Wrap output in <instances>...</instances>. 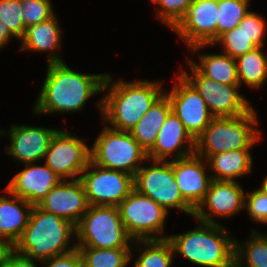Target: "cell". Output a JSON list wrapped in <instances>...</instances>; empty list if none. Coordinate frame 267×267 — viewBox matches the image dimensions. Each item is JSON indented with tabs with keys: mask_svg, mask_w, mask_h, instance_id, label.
I'll return each instance as SVG.
<instances>
[{
	"mask_svg": "<svg viewBox=\"0 0 267 267\" xmlns=\"http://www.w3.org/2000/svg\"><path fill=\"white\" fill-rule=\"evenodd\" d=\"M77 247L99 249L131 248L133 239L126 232L118 206L89 205L76 225Z\"/></svg>",
	"mask_w": 267,
	"mask_h": 267,
	"instance_id": "cell-6",
	"label": "cell"
},
{
	"mask_svg": "<svg viewBox=\"0 0 267 267\" xmlns=\"http://www.w3.org/2000/svg\"><path fill=\"white\" fill-rule=\"evenodd\" d=\"M1 135H5V131L0 129V137H1Z\"/></svg>",
	"mask_w": 267,
	"mask_h": 267,
	"instance_id": "cell-44",
	"label": "cell"
},
{
	"mask_svg": "<svg viewBox=\"0 0 267 267\" xmlns=\"http://www.w3.org/2000/svg\"><path fill=\"white\" fill-rule=\"evenodd\" d=\"M43 160L62 180L79 179L90 163V147L73 133L58 129Z\"/></svg>",
	"mask_w": 267,
	"mask_h": 267,
	"instance_id": "cell-12",
	"label": "cell"
},
{
	"mask_svg": "<svg viewBox=\"0 0 267 267\" xmlns=\"http://www.w3.org/2000/svg\"><path fill=\"white\" fill-rule=\"evenodd\" d=\"M250 150H232L211 155L207 159L212 180L237 181L252 172L253 158ZM213 171V172H212Z\"/></svg>",
	"mask_w": 267,
	"mask_h": 267,
	"instance_id": "cell-23",
	"label": "cell"
},
{
	"mask_svg": "<svg viewBox=\"0 0 267 267\" xmlns=\"http://www.w3.org/2000/svg\"><path fill=\"white\" fill-rule=\"evenodd\" d=\"M150 1L153 2V4L157 5L160 0H150Z\"/></svg>",
	"mask_w": 267,
	"mask_h": 267,
	"instance_id": "cell-43",
	"label": "cell"
},
{
	"mask_svg": "<svg viewBox=\"0 0 267 267\" xmlns=\"http://www.w3.org/2000/svg\"><path fill=\"white\" fill-rule=\"evenodd\" d=\"M260 188L267 193V175L265 176Z\"/></svg>",
	"mask_w": 267,
	"mask_h": 267,
	"instance_id": "cell-41",
	"label": "cell"
},
{
	"mask_svg": "<svg viewBox=\"0 0 267 267\" xmlns=\"http://www.w3.org/2000/svg\"><path fill=\"white\" fill-rule=\"evenodd\" d=\"M77 225L89 204L80 179L61 180L37 205Z\"/></svg>",
	"mask_w": 267,
	"mask_h": 267,
	"instance_id": "cell-16",
	"label": "cell"
},
{
	"mask_svg": "<svg viewBox=\"0 0 267 267\" xmlns=\"http://www.w3.org/2000/svg\"><path fill=\"white\" fill-rule=\"evenodd\" d=\"M235 260L243 267H267V234L252 229L245 243L235 240Z\"/></svg>",
	"mask_w": 267,
	"mask_h": 267,
	"instance_id": "cell-28",
	"label": "cell"
},
{
	"mask_svg": "<svg viewBox=\"0 0 267 267\" xmlns=\"http://www.w3.org/2000/svg\"><path fill=\"white\" fill-rule=\"evenodd\" d=\"M3 191L7 194L0 196V236L15 244L28 224L34 205L10 193L6 188Z\"/></svg>",
	"mask_w": 267,
	"mask_h": 267,
	"instance_id": "cell-22",
	"label": "cell"
},
{
	"mask_svg": "<svg viewBox=\"0 0 267 267\" xmlns=\"http://www.w3.org/2000/svg\"><path fill=\"white\" fill-rule=\"evenodd\" d=\"M218 0H192L182 18L171 28L189 48L212 45L217 39Z\"/></svg>",
	"mask_w": 267,
	"mask_h": 267,
	"instance_id": "cell-14",
	"label": "cell"
},
{
	"mask_svg": "<svg viewBox=\"0 0 267 267\" xmlns=\"http://www.w3.org/2000/svg\"><path fill=\"white\" fill-rule=\"evenodd\" d=\"M14 251V244L7 238L0 236V267H3L10 254Z\"/></svg>",
	"mask_w": 267,
	"mask_h": 267,
	"instance_id": "cell-39",
	"label": "cell"
},
{
	"mask_svg": "<svg viewBox=\"0 0 267 267\" xmlns=\"http://www.w3.org/2000/svg\"><path fill=\"white\" fill-rule=\"evenodd\" d=\"M267 23L263 17L255 12L246 15V33L257 47H263Z\"/></svg>",
	"mask_w": 267,
	"mask_h": 267,
	"instance_id": "cell-36",
	"label": "cell"
},
{
	"mask_svg": "<svg viewBox=\"0 0 267 267\" xmlns=\"http://www.w3.org/2000/svg\"><path fill=\"white\" fill-rule=\"evenodd\" d=\"M216 44H222V53L227 54L234 59L257 48L246 33V16L236 28L221 34L212 45H197L190 49L195 53L207 46H216Z\"/></svg>",
	"mask_w": 267,
	"mask_h": 267,
	"instance_id": "cell-30",
	"label": "cell"
},
{
	"mask_svg": "<svg viewBox=\"0 0 267 267\" xmlns=\"http://www.w3.org/2000/svg\"><path fill=\"white\" fill-rule=\"evenodd\" d=\"M89 205L118 206L134 189V176L91 161L79 178Z\"/></svg>",
	"mask_w": 267,
	"mask_h": 267,
	"instance_id": "cell-11",
	"label": "cell"
},
{
	"mask_svg": "<svg viewBox=\"0 0 267 267\" xmlns=\"http://www.w3.org/2000/svg\"><path fill=\"white\" fill-rule=\"evenodd\" d=\"M193 153H195V140L171 111L159 131L154 146L147 153L148 160L167 161L170 155L173 156L170 160H176Z\"/></svg>",
	"mask_w": 267,
	"mask_h": 267,
	"instance_id": "cell-19",
	"label": "cell"
},
{
	"mask_svg": "<svg viewBox=\"0 0 267 267\" xmlns=\"http://www.w3.org/2000/svg\"><path fill=\"white\" fill-rule=\"evenodd\" d=\"M21 0H0V21L21 40L26 32L24 22L21 17Z\"/></svg>",
	"mask_w": 267,
	"mask_h": 267,
	"instance_id": "cell-33",
	"label": "cell"
},
{
	"mask_svg": "<svg viewBox=\"0 0 267 267\" xmlns=\"http://www.w3.org/2000/svg\"><path fill=\"white\" fill-rule=\"evenodd\" d=\"M207 166V160L196 153L173 160V171L177 185L183 198L194 209L205 198L212 181L211 174H207L205 171Z\"/></svg>",
	"mask_w": 267,
	"mask_h": 267,
	"instance_id": "cell-18",
	"label": "cell"
},
{
	"mask_svg": "<svg viewBox=\"0 0 267 267\" xmlns=\"http://www.w3.org/2000/svg\"><path fill=\"white\" fill-rule=\"evenodd\" d=\"M40 264L45 267H82V258L76 248L68 253L44 260Z\"/></svg>",
	"mask_w": 267,
	"mask_h": 267,
	"instance_id": "cell-37",
	"label": "cell"
},
{
	"mask_svg": "<svg viewBox=\"0 0 267 267\" xmlns=\"http://www.w3.org/2000/svg\"><path fill=\"white\" fill-rule=\"evenodd\" d=\"M90 161L102 168L118 170L135 176L141 164L148 161L146 151L131 132L103 127L90 147Z\"/></svg>",
	"mask_w": 267,
	"mask_h": 267,
	"instance_id": "cell-7",
	"label": "cell"
},
{
	"mask_svg": "<svg viewBox=\"0 0 267 267\" xmlns=\"http://www.w3.org/2000/svg\"><path fill=\"white\" fill-rule=\"evenodd\" d=\"M149 161L152 166H141L136 172L134 189L153 199L166 211L178 209L193 217L195 209L183 198L175 180L173 160Z\"/></svg>",
	"mask_w": 267,
	"mask_h": 267,
	"instance_id": "cell-8",
	"label": "cell"
},
{
	"mask_svg": "<svg viewBox=\"0 0 267 267\" xmlns=\"http://www.w3.org/2000/svg\"><path fill=\"white\" fill-rule=\"evenodd\" d=\"M229 267H243V266L240 263H238L236 260H234Z\"/></svg>",
	"mask_w": 267,
	"mask_h": 267,
	"instance_id": "cell-42",
	"label": "cell"
},
{
	"mask_svg": "<svg viewBox=\"0 0 267 267\" xmlns=\"http://www.w3.org/2000/svg\"><path fill=\"white\" fill-rule=\"evenodd\" d=\"M191 73L180 69L179 73L196 89L206 102L214 118L237 117L245 114L251 107L250 102L239 93L240 84H221L203 76L186 59ZM182 70V71H181Z\"/></svg>",
	"mask_w": 267,
	"mask_h": 267,
	"instance_id": "cell-10",
	"label": "cell"
},
{
	"mask_svg": "<svg viewBox=\"0 0 267 267\" xmlns=\"http://www.w3.org/2000/svg\"><path fill=\"white\" fill-rule=\"evenodd\" d=\"M250 0H218L217 38L236 28L248 14Z\"/></svg>",
	"mask_w": 267,
	"mask_h": 267,
	"instance_id": "cell-31",
	"label": "cell"
},
{
	"mask_svg": "<svg viewBox=\"0 0 267 267\" xmlns=\"http://www.w3.org/2000/svg\"><path fill=\"white\" fill-rule=\"evenodd\" d=\"M58 129L12 124L8 134L10 144L5 152L21 164L36 163L45 157L51 138Z\"/></svg>",
	"mask_w": 267,
	"mask_h": 267,
	"instance_id": "cell-17",
	"label": "cell"
},
{
	"mask_svg": "<svg viewBox=\"0 0 267 267\" xmlns=\"http://www.w3.org/2000/svg\"><path fill=\"white\" fill-rule=\"evenodd\" d=\"M18 39L2 21H0V49L5 47L10 39Z\"/></svg>",
	"mask_w": 267,
	"mask_h": 267,
	"instance_id": "cell-40",
	"label": "cell"
},
{
	"mask_svg": "<svg viewBox=\"0 0 267 267\" xmlns=\"http://www.w3.org/2000/svg\"><path fill=\"white\" fill-rule=\"evenodd\" d=\"M172 111L168 96L164 93L145 113L131 131L136 142L148 153L154 146L159 131Z\"/></svg>",
	"mask_w": 267,
	"mask_h": 267,
	"instance_id": "cell-24",
	"label": "cell"
},
{
	"mask_svg": "<svg viewBox=\"0 0 267 267\" xmlns=\"http://www.w3.org/2000/svg\"><path fill=\"white\" fill-rule=\"evenodd\" d=\"M191 231L168 236L174 254L201 267H229L235 260V238L222 224L198 221Z\"/></svg>",
	"mask_w": 267,
	"mask_h": 267,
	"instance_id": "cell-4",
	"label": "cell"
},
{
	"mask_svg": "<svg viewBox=\"0 0 267 267\" xmlns=\"http://www.w3.org/2000/svg\"><path fill=\"white\" fill-rule=\"evenodd\" d=\"M34 164H25V168L9 181L6 189L32 205H38L62 179L45 163L44 166Z\"/></svg>",
	"mask_w": 267,
	"mask_h": 267,
	"instance_id": "cell-20",
	"label": "cell"
},
{
	"mask_svg": "<svg viewBox=\"0 0 267 267\" xmlns=\"http://www.w3.org/2000/svg\"><path fill=\"white\" fill-rule=\"evenodd\" d=\"M262 48L257 47L235 59L240 88L242 84L253 89L264 86L267 80V53H263Z\"/></svg>",
	"mask_w": 267,
	"mask_h": 267,
	"instance_id": "cell-26",
	"label": "cell"
},
{
	"mask_svg": "<svg viewBox=\"0 0 267 267\" xmlns=\"http://www.w3.org/2000/svg\"><path fill=\"white\" fill-rule=\"evenodd\" d=\"M118 209L126 232L133 240L168 238L167 235L161 236L168 211L153 199L133 189Z\"/></svg>",
	"mask_w": 267,
	"mask_h": 267,
	"instance_id": "cell-9",
	"label": "cell"
},
{
	"mask_svg": "<svg viewBox=\"0 0 267 267\" xmlns=\"http://www.w3.org/2000/svg\"><path fill=\"white\" fill-rule=\"evenodd\" d=\"M36 264V260L19 254L14 250L3 267H36Z\"/></svg>",
	"mask_w": 267,
	"mask_h": 267,
	"instance_id": "cell-38",
	"label": "cell"
},
{
	"mask_svg": "<svg viewBox=\"0 0 267 267\" xmlns=\"http://www.w3.org/2000/svg\"><path fill=\"white\" fill-rule=\"evenodd\" d=\"M81 254L83 267H127L132 256V248L99 249L77 247Z\"/></svg>",
	"mask_w": 267,
	"mask_h": 267,
	"instance_id": "cell-29",
	"label": "cell"
},
{
	"mask_svg": "<svg viewBox=\"0 0 267 267\" xmlns=\"http://www.w3.org/2000/svg\"><path fill=\"white\" fill-rule=\"evenodd\" d=\"M258 120L253 106L237 117L213 118L195 141V153L207 160L226 151L250 150L261 138Z\"/></svg>",
	"mask_w": 267,
	"mask_h": 267,
	"instance_id": "cell-5",
	"label": "cell"
},
{
	"mask_svg": "<svg viewBox=\"0 0 267 267\" xmlns=\"http://www.w3.org/2000/svg\"><path fill=\"white\" fill-rule=\"evenodd\" d=\"M21 7L20 14L26 29L55 15L50 0H21Z\"/></svg>",
	"mask_w": 267,
	"mask_h": 267,
	"instance_id": "cell-32",
	"label": "cell"
},
{
	"mask_svg": "<svg viewBox=\"0 0 267 267\" xmlns=\"http://www.w3.org/2000/svg\"><path fill=\"white\" fill-rule=\"evenodd\" d=\"M244 203L245 193L238 181L212 180L205 198L194 210L193 218L196 221L220 224L214 216H234L245 209Z\"/></svg>",
	"mask_w": 267,
	"mask_h": 267,
	"instance_id": "cell-15",
	"label": "cell"
},
{
	"mask_svg": "<svg viewBox=\"0 0 267 267\" xmlns=\"http://www.w3.org/2000/svg\"><path fill=\"white\" fill-rule=\"evenodd\" d=\"M74 236L75 224L34 205L23 234L14 244V250L42 262L76 249V242L70 245L75 240Z\"/></svg>",
	"mask_w": 267,
	"mask_h": 267,
	"instance_id": "cell-3",
	"label": "cell"
},
{
	"mask_svg": "<svg viewBox=\"0 0 267 267\" xmlns=\"http://www.w3.org/2000/svg\"><path fill=\"white\" fill-rule=\"evenodd\" d=\"M206 78L221 84H239L236 60L224 53L200 54L199 64L186 57Z\"/></svg>",
	"mask_w": 267,
	"mask_h": 267,
	"instance_id": "cell-25",
	"label": "cell"
},
{
	"mask_svg": "<svg viewBox=\"0 0 267 267\" xmlns=\"http://www.w3.org/2000/svg\"><path fill=\"white\" fill-rule=\"evenodd\" d=\"M244 208L253 221L267 224V193L260 187L245 193Z\"/></svg>",
	"mask_w": 267,
	"mask_h": 267,
	"instance_id": "cell-35",
	"label": "cell"
},
{
	"mask_svg": "<svg viewBox=\"0 0 267 267\" xmlns=\"http://www.w3.org/2000/svg\"><path fill=\"white\" fill-rule=\"evenodd\" d=\"M176 78L172 90L165 91V94L170 100L172 112L196 141L214 117L196 89L180 73Z\"/></svg>",
	"mask_w": 267,
	"mask_h": 267,
	"instance_id": "cell-13",
	"label": "cell"
},
{
	"mask_svg": "<svg viewBox=\"0 0 267 267\" xmlns=\"http://www.w3.org/2000/svg\"><path fill=\"white\" fill-rule=\"evenodd\" d=\"M107 91V93L105 92ZM105 96L97 106L109 128L131 132L152 105L165 93L161 81H122L113 82L107 74L103 85Z\"/></svg>",
	"mask_w": 267,
	"mask_h": 267,
	"instance_id": "cell-2",
	"label": "cell"
},
{
	"mask_svg": "<svg viewBox=\"0 0 267 267\" xmlns=\"http://www.w3.org/2000/svg\"><path fill=\"white\" fill-rule=\"evenodd\" d=\"M192 0H160L156 11L157 19L172 28L184 15Z\"/></svg>",
	"mask_w": 267,
	"mask_h": 267,
	"instance_id": "cell-34",
	"label": "cell"
},
{
	"mask_svg": "<svg viewBox=\"0 0 267 267\" xmlns=\"http://www.w3.org/2000/svg\"><path fill=\"white\" fill-rule=\"evenodd\" d=\"M133 243H139L138 249H142L133 267H171L175 254L167 238L134 240Z\"/></svg>",
	"mask_w": 267,
	"mask_h": 267,
	"instance_id": "cell-27",
	"label": "cell"
},
{
	"mask_svg": "<svg viewBox=\"0 0 267 267\" xmlns=\"http://www.w3.org/2000/svg\"><path fill=\"white\" fill-rule=\"evenodd\" d=\"M107 74H83L69 68L65 62L47 63V73L33 112H80L89 98L103 92Z\"/></svg>",
	"mask_w": 267,
	"mask_h": 267,
	"instance_id": "cell-1",
	"label": "cell"
},
{
	"mask_svg": "<svg viewBox=\"0 0 267 267\" xmlns=\"http://www.w3.org/2000/svg\"><path fill=\"white\" fill-rule=\"evenodd\" d=\"M56 16L55 14L48 20L29 26L21 39L20 50L50 52L48 63L64 62L56 52L62 44V31Z\"/></svg>",
	"mask_w": 267,
	"mask_h": 267,
	"instance_id": "cell-21",
	"label": "cell"
}]
</instances>
